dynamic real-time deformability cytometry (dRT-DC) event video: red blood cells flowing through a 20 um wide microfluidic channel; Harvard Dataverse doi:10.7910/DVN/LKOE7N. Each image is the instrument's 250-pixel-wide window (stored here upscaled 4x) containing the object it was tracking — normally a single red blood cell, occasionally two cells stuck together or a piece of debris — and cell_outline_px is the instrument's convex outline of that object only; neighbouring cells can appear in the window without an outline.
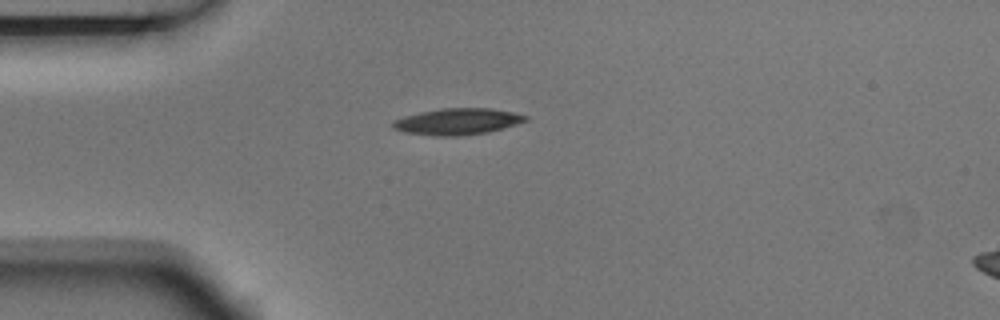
{"species": "Egyptian fruit bat (a non-hibernating species)", "species_latin": "Rousettus aegyptiacus", "temperature_condition": "room temperature", "stored_images_in_passage": 3, "camera_frame_rate_fps": 3000, "um_per_image_px": 0.085, "animal": {"sex": "male"}, "frame": {"image": 1, "passage_image": 1, "time_ms": 0.0, "image_size_px": [1000, 320], "cell_outline_px": [[528, 120], [504, 128], [488, 132], [460, 136], [436, 136], [404, 132], [392, 128], [392, 120], [404, 116], [420, 112], [440, 108], [492, 108], [512, 112], [528, 116]], "centroid_in_image_um": [38.87, 10.33], "position_along_channel_um": 46.1, "area_um2": 20.52}}
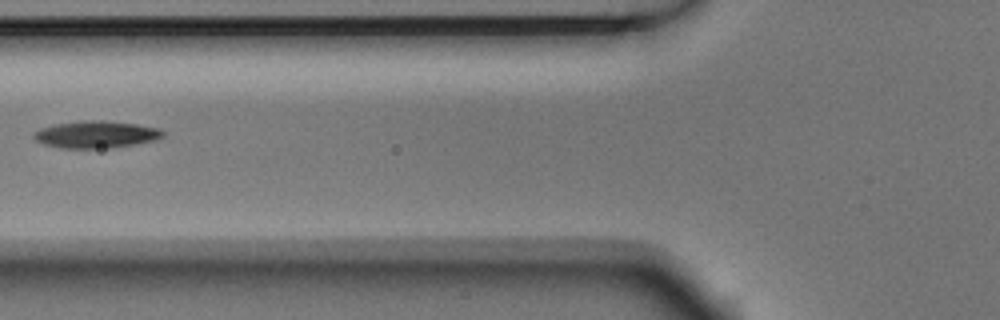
{"frame": {"image": 2, "passage_image": 3, "time_ms": 0.667, "image_size_px": [1000, 320], "cell_outline_px": [[164, 136], [156, 140], [108, 148], [60, 148], [44, 144], [36, 140], [32, 136], [32, 132], [40, 128], [56, 124], [80, 120], [104, 120], [136, 124], [160, 128], [164, 132]], "centroid_in_image_um": [8.14, 11.42], "position_along_channel_um": 117.7, "area_um2": 20.46}}